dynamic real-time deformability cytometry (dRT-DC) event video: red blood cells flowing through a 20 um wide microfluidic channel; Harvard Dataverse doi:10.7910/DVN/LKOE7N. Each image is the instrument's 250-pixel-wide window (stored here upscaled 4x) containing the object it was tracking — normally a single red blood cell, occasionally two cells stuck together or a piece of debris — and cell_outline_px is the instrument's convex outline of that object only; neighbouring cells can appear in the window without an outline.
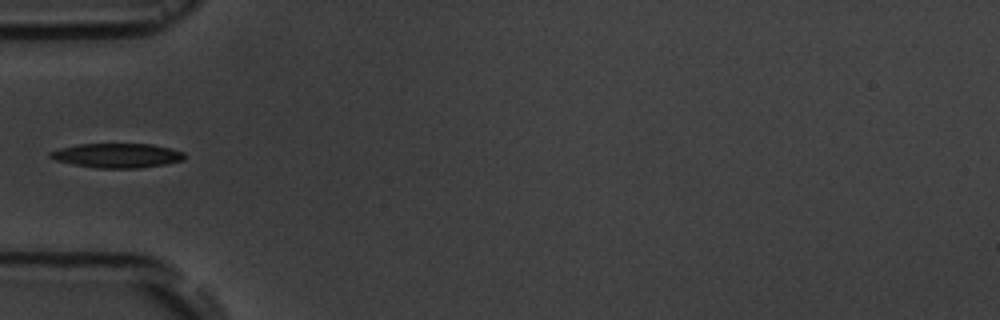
{"species": "common noctule bat (a hibernating species)", "species_latin": "Nyctalus noctula", "temperature_condition": "room temperature", "stored_images_in_passage": 5, "camera_frame_rate_fps": 3000, "um_per_image_px": 0.085, "animal": {"sex": "male", "body_mass_g": 19.5, "forearm_length_mm": 54.6}, "frame": {"image": 1, "passage_image": 5, "time_ms": 4.667, "image_size_px": [1000, 320], "cell_outline_px": [[184, 160], [164, 164], [140, 168], [96, 168], [72, 164], [56, 160], [48, 156], [48, 152], [60, 148], [80, 144], [152, 144], [172, 148], [184, 152]], "centroid_in_image_um": [9.95, 13.22], "position_along_channel_um": 75.0, "area_um2": 19.13}}